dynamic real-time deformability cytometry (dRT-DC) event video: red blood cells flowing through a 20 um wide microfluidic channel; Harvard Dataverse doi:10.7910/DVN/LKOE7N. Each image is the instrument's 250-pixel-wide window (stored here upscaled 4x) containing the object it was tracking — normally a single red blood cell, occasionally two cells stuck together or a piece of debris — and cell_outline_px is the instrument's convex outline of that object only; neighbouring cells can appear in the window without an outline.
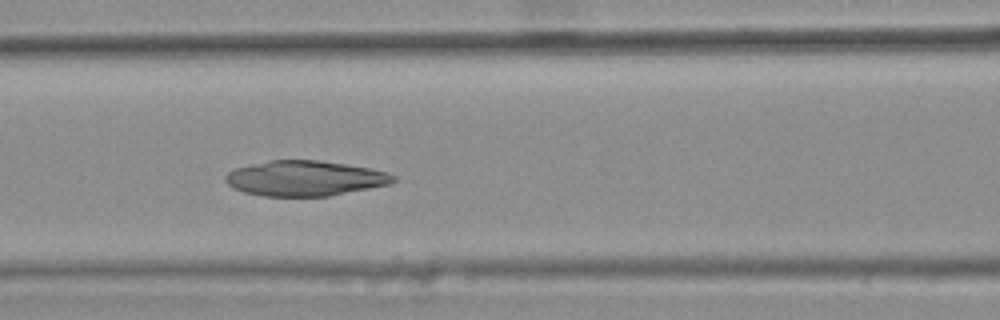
{"species": "common noctule bat (a hibernating species)", "species_latin": "Nyctalus noctula", "temperature_condition": "warm", "stored_images_in_passage": 34, "camera_frame_rate_fps": 3000, "um_per_image_px": 0.085, "animal": {"sex": "female", "body_mass_g": 25.1}, "frame": {"image": 1, "passage_image": 13, "time_ms": 4.0, "image_size_px": [1000, 320], "cell_outline_px": [[396, 180], [392, 184], [328, 196], [264, 196], [244, 192], [232, 188], [224, 180], [224, 176], [232, 168], [268, 160], [320, 160], [372, 168], [388, 172], [396, 176]], "centroid_in_image_um": [25.91, 15.15], "position_along_channel_um": 140.7, "area_um2": 34.85}}
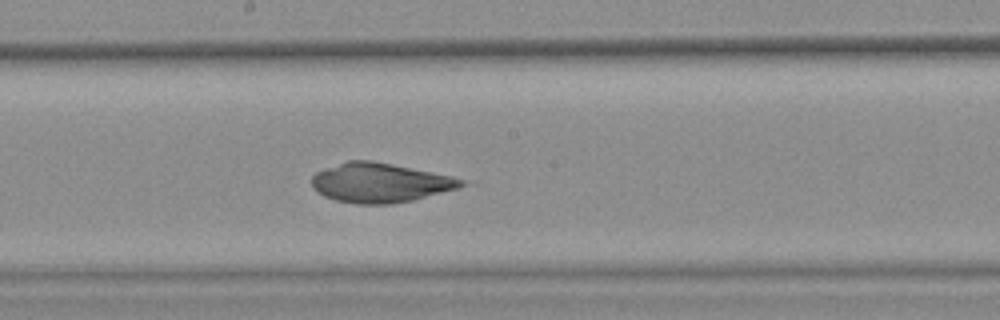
{"frame": {"image": 2, "passage_image": 19, "time_ms": 6.0, "image_size_px": [1000, 320], "cell_outline_px": [[468, 184], [460, 188], [412, 200], [392, 204], [356, 204], [336, 200], [324, 196], [316, 192], [312, 188], [312, 176], [316, 172], [324, 168], [348, 160], [372, 160], [452, 176], [464, 180]], "centroid_in_image_um": [32.29, 15.53], "position_along_channel_um": 215.9, "area_um2": 34.51}}
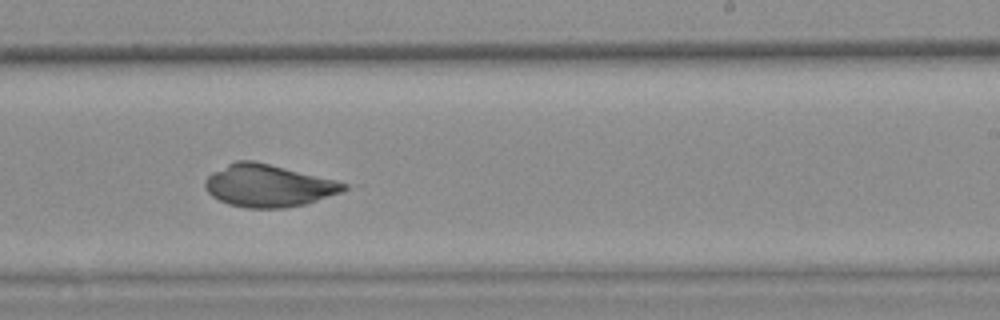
{"frame": {"image": 3, "passage_image": 23, "time_ms": 7.333, "image_size_px": [1000, 320], "cell_outline_px": [[348, 188], [340, 192], [308, 204], [284, 208], [248, 208], [228, 204], [212, 196], [204, 188], [204, 180], [212, 172], [236, 160], [252, 160], [336, 180], [348, 184]], "centroid_in_image_um": [22.79, 15.79], "position_along_channel_um": 266.2, "area_um2": 34.16}}